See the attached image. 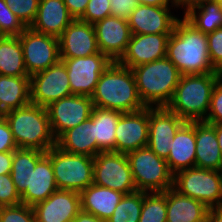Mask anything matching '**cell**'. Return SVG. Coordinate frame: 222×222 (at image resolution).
Here are the masks:
<instances>
[{
	"label": "cell",
	"mask_w": 222,
	"mask_h": 222,
	"mask_svg": "<svg viewBox=\"0 0 222 222\" xmlns=\"http://www.w3.org/2000/svg\"><path fill=\"white\" fill-rule=\"evenodd\" d=\"M166 57L181 75L219 73L209 58L207 34L197 30L184 17L177 20L169 36Z\"/></svg>",
	"instance_id": "cell-1"
},
{
	"label": "cell",
	"mask_w": 222,
	"mask_h": 222,
	"mask_svg": "<svg viewBox=\"0 0 222 222\" xmlns=\"http://www.w3.org/2000/svg\"><path fill=\"white\" fill-rule=\"evenodd\" d=\"M91 99L94 107L123 113L146 107L138 94L132 70L118 61L111 62L101 74Z\"/></svg>",
	"instance_id": "cell-2"
},
{
	"label": "cell",
	"mask_w": 222,
	"mask_h": 222,
	"mask_svg": "<svg viewBox=\"0 0 222 222\" xmlns=\"http://www.w3.org/2000/svg\"><path fill=\"white\" fill-rule=\"evenodd\" d=\"M221 73L181 75L171 102L166 106L185 122L204 121Z\"/></svg>",
	"instance_id": "cell-3"
},
{
	"label": "cell",
	"mask_w": 222,
	"mask_h": 222,
	"mask_svg": "<svg viewBox=\"0 0 222 222\" xmlns=\"http://www.w3.org/2000/svg\"><path fill=\"white\" fill-rule=\"evenodd\" d=\"M131 70L140 99L146 107H166L171 102L181 74L167 57Z\"/></svg>",
	"instance_id": "cell-4"
},
{
	"label": "cell",
	"mask_w": 222,
	"mask_h": 222,
	"mask_svg": "<svg viewBox=\"0 0 222 222\" xmlns=\"http://www.w3.org/2000/svg\"><path fill=\"white\" fill-rule=\"evenodd\" d=\"M3 116L10 125L18 148L47 152L56 145L46 107L30 103Z\"/></svg>",
	"instance_id": "cell-5"
},
{
	"label": "cell",
	"mask_w": 222,
	"mask_h": 222,
	"mask_svg": "<svg viewBox=\"0 0 222 222\" xmlns=\"http://www.w3.org/2000/svg\"><path fill=\"white\" fill-rule=\"evenodd\" d=\"M137 191L165 192L174 185V174L166 159L158 157L148 146L126 154Z\"/></svg>",
	"instance_id": "cell-6"
},
{
	"label": "cell",
	"mask_w": 222,
	"mask_h": 222,
	"mask_svg": "<svg viewBox=\"0 0 222 222\" xmlns=\"http://www.w3.org/2000/svg\"><path fill=\"white\" fill-rule=\"evenodd\" d=\"M46 155L51 159L58 189L81 193L93 184V157L68 153L56 145Z\"/></svg>",
	"instance_id": "cell-7"
},
{
	"label": "cell",
	"mask_w": 222,
	"mask_h": 222,
	"mask_svg": "<svg viewBox=\"0 0 222 222\" xmlns=\"http://www.w3.org/2000/svg\"><path fill=\"white\" fill-rule=\"evenodd\" d=\"M173 188L184 196L199 200L209 209L222 206L220 171L191 167L174 175Z\"/></svg>",
	"instance_id": "cell-8"
},
{
	"label": "cell",
	"mask_w": 222,
	"mask_h": 222,
	"mask_svg": "<svg viewBox=\"0 0 222 222\" xmlns=\"http://www.w3.org/2000/svg\"><path fill=\"white\" fill-rule=\"evenodd\" d=\"M93 183L123 194L137 191L125 153L100 152L93 158Z\"/></svg>",
	"instance_id": "cell-9"
},
{
	"label": "cell",
	"mask_w": 222,
	"mask_h": 222,
	"mask_svg": "<svg viewBox=\"0 0 222 222\" xmlns=\"http://www.w3.org/2000/svg\"><path fill=\"white\" fill-rule=\"evenodd\" d=\"M28 76L48 69L60 59L59 38L26 28L19 36Z\"/></svg>",
	"instance_id": "cell-10"
},
{
	"label": "cell",
	"mask_w": 222,
	"mask_h": 222,
	"mask_svg": "<svg viewBox=\"0 0 222 222\" xmlns=\"http://www.w3.org/2000/svg\"><path fill=\"white\" fill-rule=\"evenodd\" d=\"M64 63L72 95L91 97L101 74L111 64V60L99 52L86 57L60 58Z\"/></svg>",
	"instance_id": "cell-11"
},
{
	"label": "cell",
	"mask_w": 222,
	"mask_h": 222,
	"mask_svg": "<svg viewBox=\"0 0 222 222\" xmlns=\"http://www.w3.org/2000/svg\"><path fill=\"white\" fill-rule=\"evenodd\" d=\"M71 95L67 69L61 60L30 77L32 104L47 107L50 103Z\"/></svg>",
	"instance_id": "cell-12"
},
{
	"label": "cell",
	"mask_w": 222,
	"mask_h": 222,
	"mask_svg": "<svg viewBox=\"0 0 222 222\" xmlns=\"http://www.w3.org/2000/svg\"><path fill=\"white\" fill-rule=\"evenodd\" d=\"M93 108L91 97L82 95H71L50 103L46 110L55 139L66 130L90 119Z\"/></svg>",
	"instance_id": "cell-13"
},
{
	"label": "cell",
	"mask_w": 222,
	"mask_h": 222,
	"mask_svg": "<svg viewBox=\"0 0 222 222\" xmlns=\"http://www.w3.org/2000/svg\"><path fill=\"white\" fill-rule=\"evenodd\" d=\"M185 123L167 107H149V130L147 146L158 156L167 159L170 141Z\"/></svg>",
	"instance_id": "cell-14"
},
{
	"label": "cell",
	"mask_w": 222,
	"mask_h": 222,
	"mask_svg": "<svg viewBox=\"0 0 222 222\" xmlns=\"http://www.w3.org/2000/svg\"><path fill=\"white\" fill-rule=\"evenodd\" d=\"M149 107L122 113L115 131V152L125 153L148 144Z\"/></svg>",
	"instance_id": "cell-15"
},
{
	"label": "cell",
	"mask_w": 222,
	"mask_h": 222,
	"mask_svg": "<svg viewBox=\"0 0 222 222\" xmlns=\"http://www.w3.org/2000/svg\"><path fill=\"white\" fill-rule=\"evenodd\" d=\"M98 49L112 62L126 52L132 36L127 19L108 16L94 24Z\"/></svg>",
	"instance_id": "cell-16"
},
{
	"label": "cell",
	"mask_w": 222,
	"mask_h": 222,
	"mask_svg": "<svg viewBox=\"0 0 222 222\" xmlns=\"http://www.w3.org/2000/svg\"><path fill=\"white\" fill-rule=\"evenodd\" d=\"M170 35L171 33L132 34L126 52L118 62L132 69L166 57Z\"/></svg>",
	"instance_id": "cell-17"
},
{
	"label": "cell",
	"mask_w": 222,
	"mask_h": 222,
	"mask_svg": "<svg viewBox=\"0 0 222 222\" xmlns=\"http://www.w3.org/2000/svg\"><path fill=\"white\" fill-rule=\"evenodd\" d=\"M35 222H72L81 211L80 193L57 189L33 206Z\"/></svg>",
	"instance_id": "cell-18"
},
{
	"label": "cell",
	"mask_w": 222,
	"mask_h": 222,
	"mask_svg": "<svg viewBox=\"0 0 222 222\" xmlns=\"http://www.w3.org/2000/svg\"><path fill=\"white\" fill-rule=\"evenodd\" d=\"M172 7V8H170ZM177 6H149L138 4L128 17L132 34L172 33L179 19L170 9Z\"/></svg>",
	"instance_id": "cell-19"
},
{
	"label": "cell",
	"mask_w": 222,
	"mask_h": 222,
	"mask_svg": "<svg viewBox=\"0 0 222 222\" xmlns=\"http://www.w3.org/2000/svg\"><path fill=\"white\" fill-rule=\"evenodd\" d=\"M60 58L86 57L99 53L93 24L74 19L59 37Z\"/></svg>",
	"instance_id": "cell-20"
},
{
	"label": "cell",
	"mask_w": 222,
	"mask_h": 222,
	"mask_svg": "<svg viewBox=\"0 0 222 222\" xmlns=\"http://www.w3.org/2000/svg\"><path fill=\"white\" fill-rule=\"evenodd\" d=\"M169 144V156L166 161L174 175L181 170L195 167V121L185 122Z\"/></svg>",
	"instance_id": "cell-21"
},
{
	"label": "cell",
	"mask_w": 222,
	"mask_h": 222,
	"mask_svg": "<svg viewBox=\"0 0 222 222\" xmlns=\"http://www.w3.org/2000/svg\"><path fill=\"white\" fill-rule=\"evenodd\" d=\"M73 20L63 0H39L37 16L30 28L59 38Z\"/></svg>",
	"instance_id": "cell-22"
},
{
	"label": "cell",
	"mask_w": 222,
	"mask_h": 222,
	"mask_svg": "<svg viewBox=\"0 0 222 222\" xmlns=\"http://www.w3.org/2000/svg\"><path fill=\"white\" fill-rule=\"evenodd\" d=\"M195 166L216 171L222 170V154L213 124L195 121Z\"/></svg>",
	"instance_id": "cell-23"
},
{
	"label": "cell",
	"mask_w": 222,
	"mask_h": 222,
	"mask_svg": "<svg viewBox=\"0 0 222 222\" xmlns=\"http://www.w3.org/2000/svg\"><path fill=\"white\" fill-rule=\"evenodd\" d=\"M57 189L51 159L45 154L31 171L30 188L20 195L21 203L33 207L45 201Z\"/></svg>",
	"instance_id": "cell-24"
},
{
	"label": "cell",
	"mask_w": 222,
	"mask_h": 222,
	"mask_svg": "<svg viewBox=\"0 0 222 222\" xmlns=\"http://www.w3.org/2000/svg\"><path fill=\"white\" fill-rule=\"evenodd\" d=\"M81 210L107 221L124 194L107 187L89 185L81 193Z\"/></svg>",
	"instance_id": "cell-25"
},
{
	"label": "cell",
	"mask_w": 222,
	"mask_h": 222,
	"mask_svg": "<svg viewBox=\"0 0 222 222\" xmlns=\"http://www.w3.org/2000/svg\"><path fill=\"white\" fill-rule=\"evenodd\" d=\"M209 208L191 197L180 194L173 187L167 189L166 222H206Z\"/></svg>",
	"instance_id": "cell-26"
},
{
	"label": "cell",
	"mask_w": 222,
	"mask_h": 222,
	"mask_svg": "<svg viewBox=\"0 0 222 222\" xmlns=\"http://www.w3.org/2000/svg\"><path fill=\"white\" fill-rule=\"evenodd\" d=\"M56 146L68 153L94 158L97 155V140L93 132V111L90 119L63 132L56 139Z\"/></svg>",
	"instance_id": "cell-27"
},
{
	"label": "cell",
	"mask_w": 222,
	"mask_h": 222,
	"mask_svg": "<svg viewBox=\"0 0 222 222\" xmlns=\"http://www.w3.org/2000/svg\"><path fill=\"white\" fill-rule=\"evenodd\" d=\"M30 76L0 74V114L30 104Z\"/></svg>",
	"instance_id": "cell-28"
},
{
	"label": "cell",
	"mask_w": 222,
	"mask_h": 222,
	"mask_svg": "<svg viewBox=\"0 0 222 222\" xmlns=\"http://www.w3.org/2000/svg\"><path fill=\"white\" fill-rule=\"evenodd\" d=\"M123 112L93 108V132L97 140V155L100 152H115V131Z\"/></svg>",
	"instance_id": "cell-29"
},
{
	"label": "cell",
	"mask_w": 222,
	"mask_h": 222,
	"mask_svg": "<svg viewBox=\"0 0 222 222\" xmlns=\"http://www.w3.org/2000/svg\"><path fill=\"white\" fill-rule=\"evenodd\" d=\"M46 154L36 149H20L13 151L11 169L12 181L16 190L21 195L26 188H30L31 171L35 169L37 162Z\"/></svg>",
	"instance_id": "cell-30"
},
{
	"label": "cell",
	"mask_w": 222,
	"mask_h": 222,
	"mask_svg": "<svg viewBox=\"0 0 222 222\" xmlns=\"http://www.w3.org/2000/svg\"><path fill=\"white\" fill-rule=\"evenodd\" d=\"M0 74L28 76L18 36H4L0 40Z\"/></svg>",
	"instance_id": "cell-31"
},
{
	"label": "cell",
	"mask_w": 222,
	"mask_h": 222,
	"mask_svg": "<svg viewBox=\"0 0 222 222\" xmlns=\"http://www.w3.org/2000/svg\"><path fill=\"white\" fill-rule=\"evenodd\" d=\"M183 17L205 34L222 28V8L218 1L203 2L188 10Z\"/></svg>",
	"instance_id": "cell-32"
},
{
	"label": "cell",
	"mask_w": 222,
	"mask_h": 222,
	"mask_svg": "<svg viewBox=\"0 0 222 222\" xmlns=\"http://www.w3.org/2000/svg\"><path fill=\"white\" fill-rule=\"evenodd\" d=\"M167 190L165 192L143 191V206L138 222H166Z\"/></svg>",
	"instance_id": "cell-33"
},
{
	"label": "cell",
	"mask_w": 222,
	"mask_h": 222,
	"mask_svg": "<svg viewBox=\"0 0 222 222\" xmlns=\"http://www.w3.org/2000/svg\"><path fill=\"white\" fill-rule=\"evenodd\" d=\"M143 206V191L124 194L106 222H138Z\"/></svg>",
	"instance_id": "cell-34"
},
{
	"label": "cell",
	"mask_w": 222,
	"mask_h": 222,
	"mask_svg": "<svg viewBox=\"0 0 222 222\" xmlns=\"http://www.w3.org/2000/svg\"><path fill=\"white\" fill-rule=\"evenodd\" d=\"M5 2L26 28L33 24L38 12L39 0H5Z\"/></svg>",
	"instance_id": "cell-35"
},
{
	"label": "cell",
	"mask_w": 222,
	"mask_h": 222,
	"mask_svg": "<svg viewBox=\"0 0 222 222\" xmlns=\"http://www.w3.org/2000/svg\"><path fill=\"white\" fill-rule=\"evenodd\" d=\"M25 29L5 0H0V32L4 36H19Z\"/></svg>",
	"instance_id": "cell-36"
},
{
	"label": "cell",
	"mask_w": 222,
	"mask_h": 222,
	"mask_svg": "<svg viewBox=\"0 0 222 222\" xmlns=\"http://www.w3.org/2000/svg\"><path fill=\"white\" fill-rule=\"evenodd\" d=\"M0 222H35L32 206L18 204L0 207Z\"/></svg>",
	"instance_id": "cell-37"
},
{
	"label": "cell",
	"mask_w": 222,
	"mask_h": 222,
	"mask_svg": "<svg viewBox=\"0 0 222 222\" xmlns=\"http://www.w3.org/2000/svg\"><path fill=\"white\" fill-rule=\"evenodd\" d=\"M108 16H111L110 0H89L86 10L79 20L94 25Z\"/></svg>",
	"instance_id": "cell-38"
},
{
	"label": "cell",
	"mask_w": 222,
	"mask_h": 222,
	"mask_svg": "<svg viewBox=\"0 0 222 222\" xmlns=\"http://www.w3.org/2000/svg\"><path fill=\"white\" fill-rule=\"evenodd\" d=\"M21 204V196L16 190L11 174L0 175V207Z\"/></svg>",
	"instance_id": "cell-39"
},
{
	"label": "cell",
	"mask_w": 222,
	"mask_h": 222,
	"mask_svg": "<svg viewBox=\"0 0 222 222\" xmlns=\"http://www.w3.org/2000/svg\"><path fill=\"white\" fill-rule=\"evenodd\" d=\"M209 58L216 72L222 74V28L207 34Z\"/></svg>",
	"instance_id": "cell-40"
},
{
	"label": "cell",
	"mask_w": 222,
	"mask_h": 222,
	"mask_svg": "<svg viewBox=\"0 0 222 222\" xmlns=\"http://www.w3.org/2000/svg\"><path fill=\"white\" fill-rule=\"evenodd\" d=\"M204 121L210 124L222 123V77L214 86L209 111Z\"/></svg>",
	"instance_id": "cell-41"
},
{
	"label": "cell",
	"mask_w": 222,
	"mask_h": 222,
	"mask_svg": "<svg viewBox=\"0 0 222 222\" xmlns=\"http://www.w3.org/2000/svg\"><path fill=\"white\" fill-rule=\"evenodd\" d=\"M17 145L10 125L3 115L0 116V152L15 151Z\"/></svg>",
	"instance_id": "cell-42"
},
{
	"label": "cell",
	"mask_w": 222,
	"mask_h": 222,
	"mask_svg": "<svg viewBox=\"0 0 222 222\" xmlns=\"http://www.w3.org/2000/svg\"><path fill=\"white\" fill-rule=\"evenodd\" d=\"M137 5V0H110L111 16L128 19Z\"/></svg>",
	"instance_id": "cell-43"
},
{
	"label": "cell",
	"mask_w": 222,
	"mask_h": 222,
	"mask_svg": "<svg viewBox=\"0 0 222 222\" xmlns=\"http://www.w3.org/2000/svg\"><path fill=\"white\" fill-rule=\"evenodd\" d=\"M69 14L74 19H79L85 12L89 0H63Z\"/></svg>",
	"instance_id": "cell-44"
},
{
	"label": "cell",
	"mask_w": 222,
	"mask_h": 222,
	"mask_svg": "<svg viewBox=\"0 0 222 222\" xmlns=\"http://www.w3.org/2000/svg\"><path fill=\"white\" fill-rule=\"evenodd\" d=\"M13 162V151L0 152V175L10 174Z\"/></svg>",
	"instance_id": "cell-45"
},
{
	"label": "cell",
	"mask_w": 222,
	"mask_h": 222,
	"mask_svg": "<svg viewBox=\"0 0 222 222\" xmlns=\"http://www.w3.org/2000/svg\"><path fill=\"white\" fill-rule=\"evenodd\" d=\"M177 8L182 7L184 14L191 8L200 5L203 2L217 1V0H174Z\"/></svg>",
	"instance_id": "cell-46"
},
{
	"label": "cell",
	"mask_w": 222,
	"mask_h": 222,
	"mask_svg": "<svg viewBox=\"0 0 222 222\" xmlns=\"http://www.w3.org/2000/svg\"><path fill=\"white\" fill-rule=\"evenodd\" d=\"M72 222H106L97 216L87 213L85 211H80L78 215Z\"/></svg>",
	"instance_id": "cell-47"
},
{
	"label": "cell",
	"mask_w": 222,
	"mask_h": 222,
	"mask_svg": "<svg viewBox=\"0 0 222 222\" xmlns=\"http://www.w3.org/2000/svg\"><path fill=\"white\" fill-rule=\"evenodd\" d=\"M137 2L138 4L149 6H176L174 0H137Z\"/></svg>",
	"instance_id": "cell-48"
},
{
	"label": "cell",
	"mask_w": 222,
	"mask_h": 222,
	"mask_svg": "<svg viewBox=\"0 0 222 222\" xmlns=\"http://www.w3.org/2000/svg\"><path fill=\"white\" fill-rule=\"evenodd\" d=\"M206 222H222V206L209 209Z\"/></svg>",
	"instance_id": "cell-49"
},
{
	"label": "cell",
	"mask_w": 222,
	"mask_h": 222,
	"mask_svg": "<svg viewBox=\"0 0 222 222\" xmlns=\"http://www.w3.org/2000/svg\"><path fill=\"white\" fill-rule=\"evenodd\" d=\"M213 125L215 127V131H216L217 139H218V145L220 147L221 154H222V123L213 124Z\"/></svg>",
	"instance_id": "cell-50"
},
{
	"label": "cell",
	"mask_w": 222,
	"mask_h": 222,
	"mask_svg": "<svg viewBox=\"0 0 222 222\" xmlns=\"http://www.w3.org/2000/svg\"><path fill=\"white\" fill-rule=\"evenodd\" d=\"M220 180H221V192H222V170L220 171Z\"/></svg>",
	"instance_id": "cell-51"
},
{
	"label": "cell",
	"mask_w": 222,
	"mask_h": 222,
	"mask_svg": "<svg viewBox=\"0 0 222 222\" xmlns=\"http://www.w3.org/2000/svg\"><path fill=\"white\" fill-rule=\"evenodd\" d=\"M4 37V35L0 32V40Z\"/></svg>",
	"instance_id": "cell-52"
},
{
	"label": "cell",
	"mask_w": 222,
	"mask_h": 222,
	"mask_svg": "<svg viewBox=\"0 0 222 222\" xmlns=\"http://www.w3.org/2000/svg\"><path fill=\"white\" fill-rule=\"evenodd\" d=\"M220 4H221V8H222V0H217Z\"/></svg>",
	"instance_id": "cell-53"
}]
</instances>
